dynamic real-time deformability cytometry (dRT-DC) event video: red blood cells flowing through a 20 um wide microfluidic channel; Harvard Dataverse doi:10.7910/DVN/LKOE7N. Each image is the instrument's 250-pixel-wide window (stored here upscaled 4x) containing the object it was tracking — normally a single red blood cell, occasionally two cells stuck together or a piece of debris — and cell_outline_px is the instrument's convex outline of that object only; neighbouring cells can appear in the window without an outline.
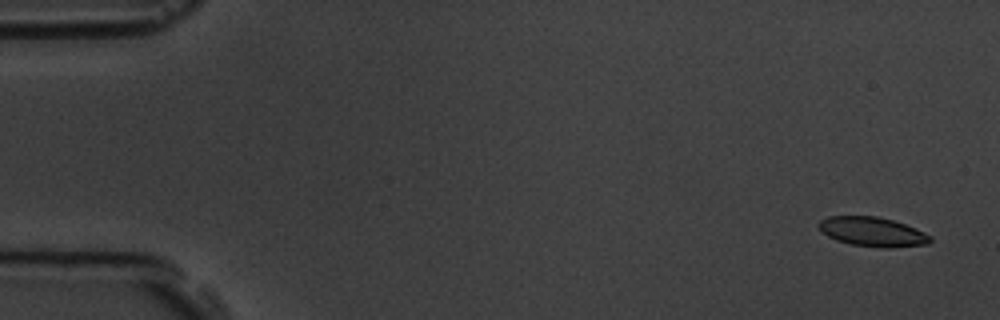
{"species": "common noctule bat (a hibernating species)", "species_latin": "Nyctalus noctula", "temperature_condition": "room temperature", "stored_images_in_passage": 5, "camera_frame_rate_fps": 3000, "um_per_image_px": 0.085, "animal": {"sex": "male", "body_mass_g": 19.5, "forearm_length_mm": 54.6}, "frame": {"image": 1, "passage_image": 1, "time_ms": 0.0, "image_size_px": [1000, 320], "cell_outline_px": [[932, 240], [928, 244], [888, 248], [884, 248], [852, 244], [836, 240], [828, 236], [816, 224], [820, 220], [828, 216], [876, 216], [892, 220], [904, 224], [924, 232], [932, 236]], "centroid_in_image_um": [74.17, 19.7], "position_along_channel_um": 10.8, "area_um2": 18.96}}
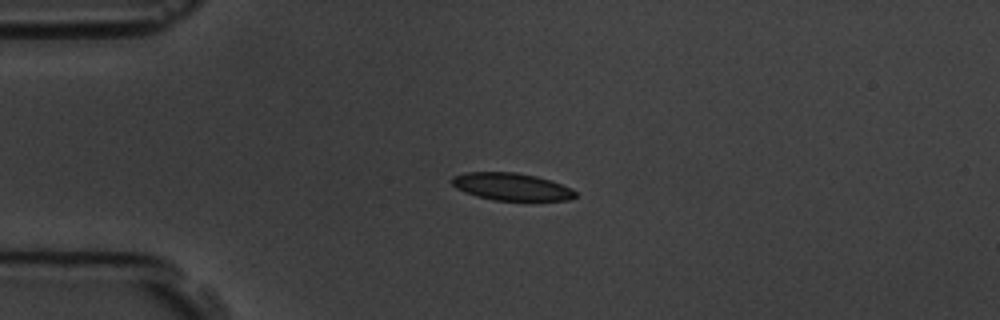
{"frame": {"image": 2, "passage_image": 4, "time_ms": 3.667, "image_size_px": [1000, 320], "cell_outline_px": [[576, 196], [568, 200], [492, 200], [476, 196], [464, 192], [456, 188], [452, 184], [452, 176], [464, 172], [516, 172], [536, 176], [572, 188], [576, 192]], "centroid_in_image_um": [43.43, 15.86], "position_along_channel_um": 41.6, "area_um2": 19.65}}